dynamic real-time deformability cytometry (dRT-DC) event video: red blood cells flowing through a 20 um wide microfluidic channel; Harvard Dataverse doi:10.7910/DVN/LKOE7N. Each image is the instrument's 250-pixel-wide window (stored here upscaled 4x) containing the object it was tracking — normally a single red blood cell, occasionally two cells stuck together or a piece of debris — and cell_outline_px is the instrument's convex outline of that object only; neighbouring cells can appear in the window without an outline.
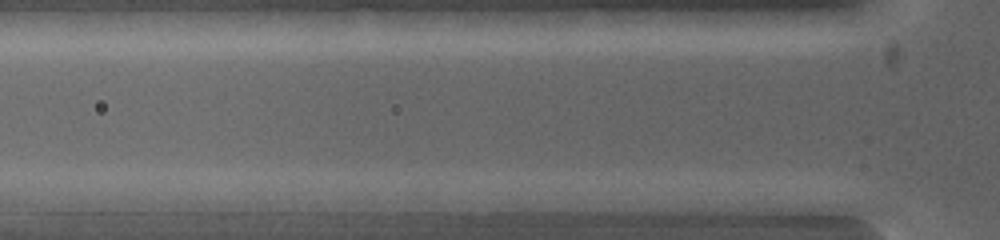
{"species": "common noctule bat (a hibernating species)", "species_latin": "Nyctalus noctula", "temperature_condition": "warm", "stored_images_in_passage": 2, "camera_frame_rate_fps": 5000, "um_per_image_px": 0.085, "animal": {"sex": "female", "body_mass_g": 19.0, "forearm_length_mm": 53.3}, "frame": {"image": 1, "passage_image": 2, "time_ms": 0.2, "image_size_px": [1000, 240], "cell_outline_px": [[788, 200], [784, 216], [772, 216], [652, 208], [620, 200], [628, 192], [768, 192]], "centroid_in_image_um": [60.58, 17.18], "position_along_channel_um": 65.2, "area_um2": 21.85}}